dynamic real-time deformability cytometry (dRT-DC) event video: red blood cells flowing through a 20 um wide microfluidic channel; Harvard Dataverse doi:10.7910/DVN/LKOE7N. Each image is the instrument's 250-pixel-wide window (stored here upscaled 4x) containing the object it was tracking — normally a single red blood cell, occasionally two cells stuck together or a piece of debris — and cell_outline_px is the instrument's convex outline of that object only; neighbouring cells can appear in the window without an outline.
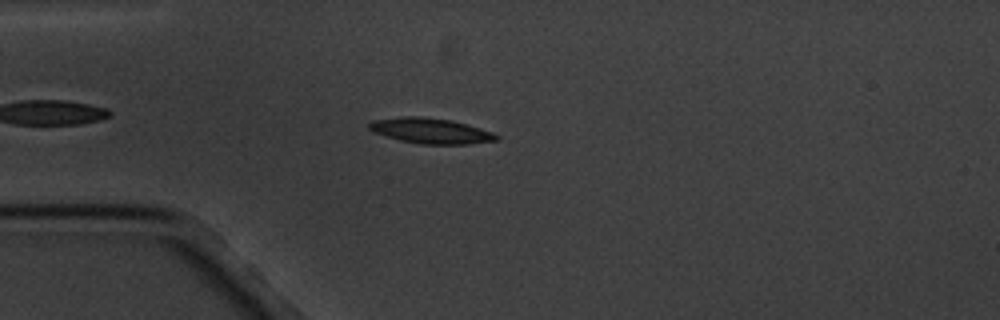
{"species": "common noctule bat (a hibernating species)", "species_latin": "Nyctalus noctula", "temperature_condition": "cold", "stored_images_in_passage": 5, "camera_frame_rate_fps": 3000, "um_per_image_px": 0.085, "animal": {"sex": "male", "body_mass_g": 20.1, "forearm_length_mm": 53.5}, "frame": {"image": 1, "passage_image": 5, "time_ms": 4.333, "image_size_px": [1000, 320], "cell_outline_px": [[500, 136], [496, 140], [468, 144], [420, 144], [400, 140], [372, 132], [368, 128], [368, 124], [372, 120], [404, 116], [424, 116], [452, 120], [480, 128], [492, 132]], "centroid_in_image_um": [36.58, 11.11], "position_along_channel_um": 48.4, "area_um2": 18.9}}